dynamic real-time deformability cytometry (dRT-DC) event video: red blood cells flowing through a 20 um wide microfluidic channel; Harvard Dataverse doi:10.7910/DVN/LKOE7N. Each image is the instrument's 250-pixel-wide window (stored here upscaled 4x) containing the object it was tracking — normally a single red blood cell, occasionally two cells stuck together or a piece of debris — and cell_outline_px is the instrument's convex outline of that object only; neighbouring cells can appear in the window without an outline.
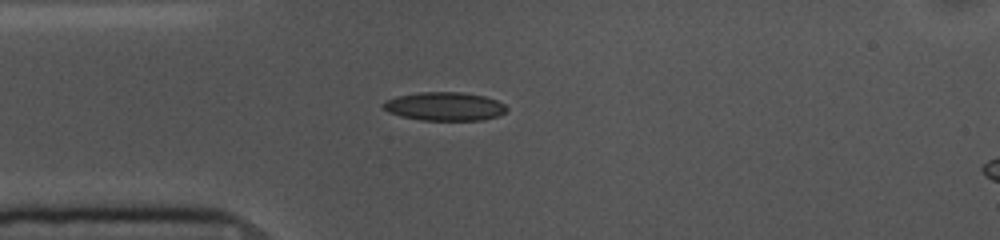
{"species": "common noctule bat (a hibernating species)", "species_latin": "Nyctalus noctula", "temperature_condition": "cold", "stored_images_in_passage": 42, "camera_frame_rate_fps": 3000, "um_per_image_px": 0.085, "animal": {"sex": "female", "body_mass_g": 10.0, "forearm_length_mm": 53.1}, "frame": {"image": 1, "passage_image": 1, "time_ms": 0.0, "image_size_px": [1000, 240], "cell_outline_px": [[508, 108], [500, 116], [480, 120], [420, 120], [400, 116], [388, 112], [380, 104], [384, 100], [396, 96], [420, 92], [460, 92], [484, 96], [496, 100], [504, 104]], "centroid_in_image_um": [37.76, 9.04], "position_along_channel_um": 47.2, "area_um2": 20.63}}
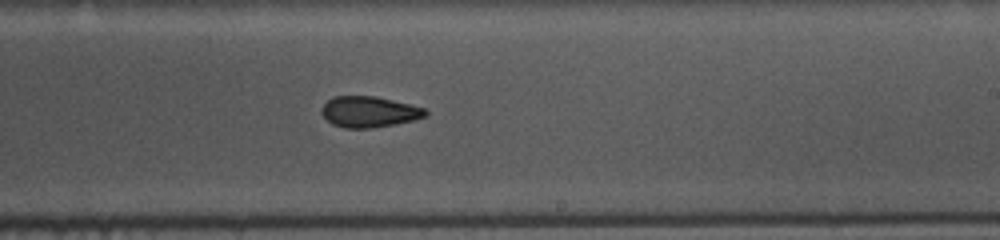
{"frame": {"image": 2, "passage_image": 19, "time_ms": 6.0, "image_size_px": [1000, 240], "cell_outline_px": [[428, 116], [412, 120], [372, 128], [344, 128], [332, 124], [320, 112], [320, 108], [332, 96], [376, 96], [424, 108], [428, 112]], "centroid_in_image_um": [31.34, 9.5], "position_along_channel_um": 257.7, "area_um2": 18.61}}
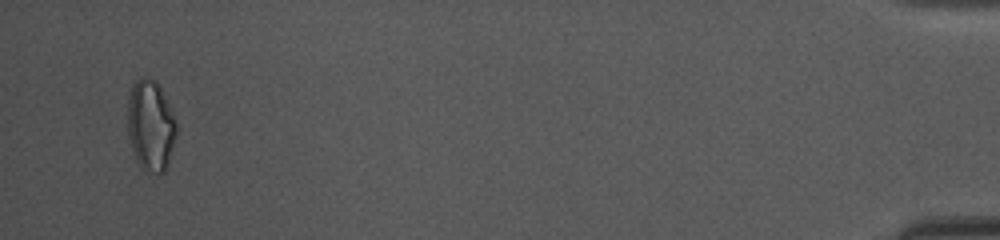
{"frame": {"image": 3, "passage_image": 40, "time_ms": 13.0, "image_size_px": [1000, 240], "cell_outline_px": [[176, 136], [164, 172], [152, 172], [140, 168], [136, 160], [128, 136], [128, 100], [132, 84], [140, 76], [144, 76], [156, 80], [176, 120]], "centroid_in_image_um": [12.78, 10.64], "position_along_channel_um": 422.4, "area_um2": 25.61}, "authors_computed_cell_mechanics": {"area_um2": 19.7098, "velocity_mm_per_s": 3.6343, "shape_relaxation_time_tau1_ms": 3.7215, "shape_relaxation_time_tau2_ms": 3.7549, "deformation_change_tau1": 0.1377, "deformation_change_tau2": 0.1064}}